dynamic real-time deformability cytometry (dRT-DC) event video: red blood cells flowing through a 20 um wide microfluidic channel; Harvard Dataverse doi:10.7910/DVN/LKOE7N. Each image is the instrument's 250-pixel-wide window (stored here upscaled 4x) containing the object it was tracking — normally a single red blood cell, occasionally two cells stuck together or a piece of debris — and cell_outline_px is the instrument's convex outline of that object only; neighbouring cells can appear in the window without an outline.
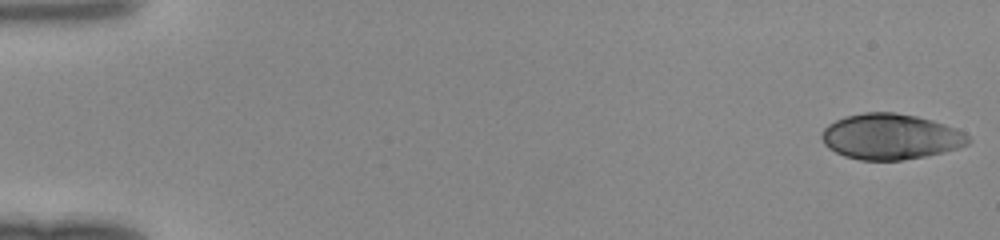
{"species": "human", "species_latin": "Homo sapiens", "temperature_condition": "room temperature", "stored_images_in_passage": 47, "camera_frame_rate_fps": 3000, "um_per_image_px": 0.085, "donor": {"sex": "female"}, "frame": {"image": 1, "passage_image": 1, "time_ms": 0.0, "image_size_px": [1000, 240], "cell_outline_px": [[972, 140], [968, 144], [944, 152], [924, 156], [900, 160], [860, 160], [844, 156], [828, 148], [824, 144], [820, 136], [824, 128], [828, 124], [844, 116], [864, 112], [896, 112], [916, 116], [932, 120], [956, 128], [964, 132]], "centroid_in_image_um": [75.68, 11.6], "position_along_channel_um": 9.3, "area_um2": 39.07}}
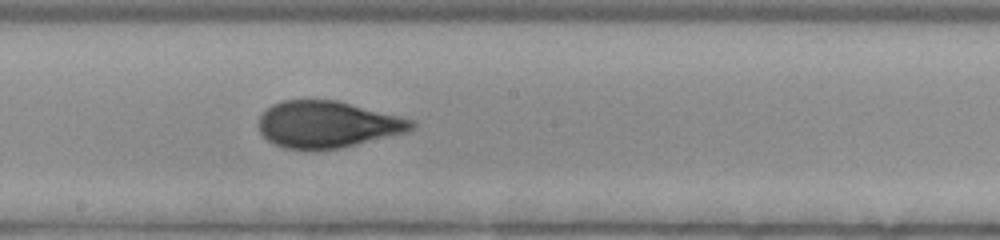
{"frame": {"image": 2, "passage_image": 27, "time_ms": 8.667, "image_size_px": [1000, 240], "cell_outline_px": [[416, 128], [408, 132], [340, 148], [308, 152], [284, 148], [268, 140], [260, 132], [260, 116], [272, 104], [284, 100], [336, 100], [416, 120]], "centroid_in_image_um": [27.87, 10.6], "position_along_channel_um": 220.3, "area_um2": 41.96}}
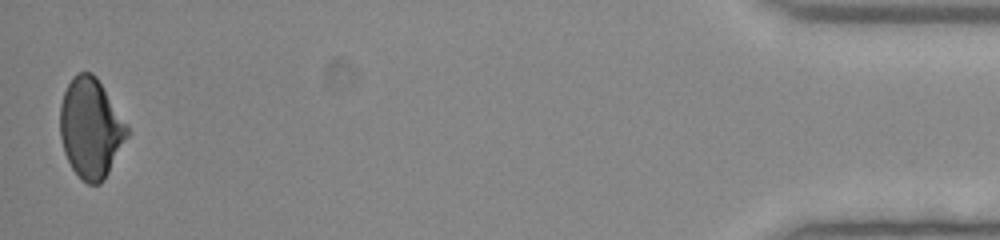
{"frame": {"image": 3, "passage_image": 47, "time_ms": 15.333, "image_size_px": [1000, 240], "cell_outline_px": [[128, 136], [104, 180], [100, 184], [88, 184], [80, 180], [72, 168], [64, 152], [60, 136], [60, 104], [64, 92], [72, 76], [76, 72], [92, 72], [96, 76], [128, 124]], "centroid_in_image_um": [7.71, 10.88], "position_along_channel_um": 427.5, "area_um2": 39.19}}